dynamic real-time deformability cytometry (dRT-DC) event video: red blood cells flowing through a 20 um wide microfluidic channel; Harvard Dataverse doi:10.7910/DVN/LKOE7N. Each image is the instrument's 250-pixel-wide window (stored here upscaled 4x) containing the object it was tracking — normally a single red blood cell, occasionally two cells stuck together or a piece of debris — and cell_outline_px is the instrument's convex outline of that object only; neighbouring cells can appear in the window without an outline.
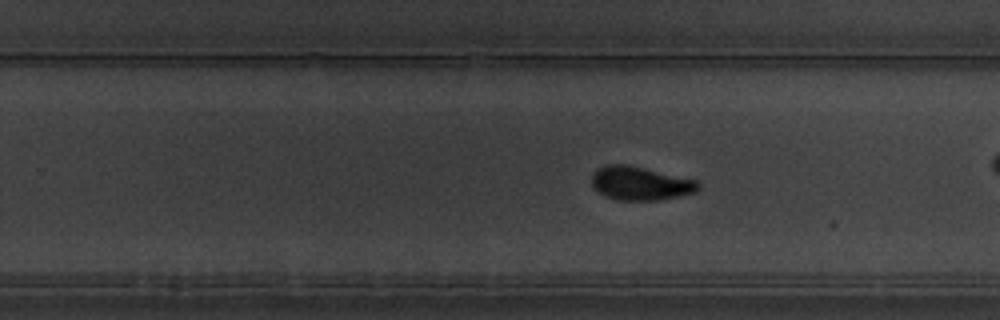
{"species": "common noctule bat (a hibernating species)", "species_latin": "Nyctalus noctula", "temperature_condition": "warm", "stored_images_in_passage": 53, "camera_frame_rate_fps": 3000, "um_per_image_px": 0.085, "animal": {"sex": "male", "body_mass_g": 19.5, "forearm_length_mm": 54.6}, "frame": {"image": 1, "passage_image": 31, "time_ms": 10.0, "image_size_px": [1000, 320], "cell_outline_px": [[700, 188], [696, 192], [660, 200], [620, 200], [604, 196], [596, 192], [592, 188], [592, 172], [596, 168], [608, 164], [628, 164], [696, 180], [700, 184]], "centroid_in_image_um": [54.38, 15.58], "position_along_channel_um": 275.4, "area_um2": 21.1}}
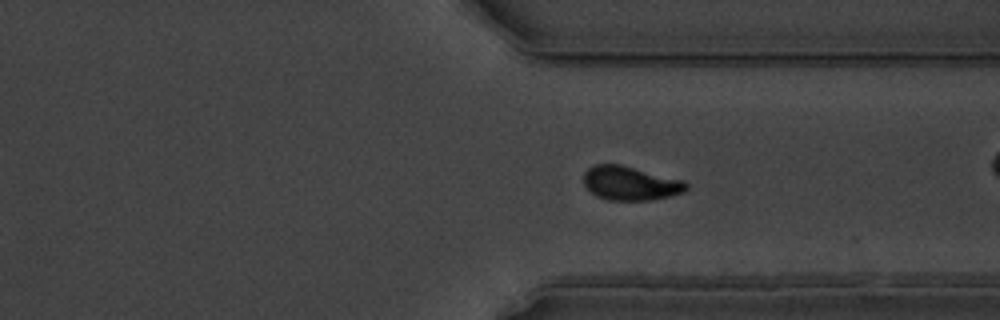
{"frame": {"image": 2, "passage_image": 38, "time_ms": 12.333, "image_size_px": [1000, 320], "cell_outline_px": [[688, 188], [684, 192], [652, 200], [608, 200], [596, 196], [584, 184], [584, 172], [592, 164], [620, 164], [684, 180], [688, 184]], "centroid_in_image_um": [53.58, 15.57], "position_along_channel_um": 357.8, "area_um2": 20.35}}
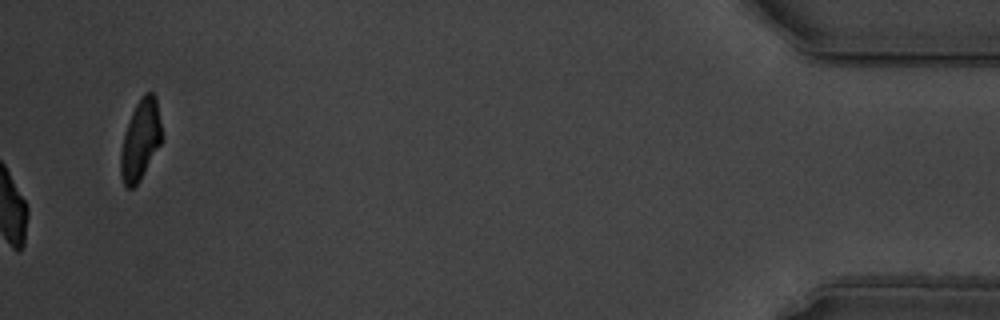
{"frame": {"image": 3, "passage_image": 53, "time_ms": 17.333, "image_size_px": [1000, 320], "cell_outline_px": [[164, 136], [160, 144], [140, 180], [132, 188], [124, 188], [120, 172], [120, 152], [124, 136], [132, 112], [136, 104], [144, 92], [152, 92], [156, 96]], "centroid_in_image_um": [11.96, 11.88], "position_along_channel_um": 423.2, "area_um2": 19.31}, "authors_computed_cell_mechanics": {"area_um2": 20.23, "velocity_mm_per_s": 3.5146, "shape_relaxation_time_tau1_ms": 3.1517, "shape_relaxation_time_tau2_ms": 1.8852, "deformation_change_tau1": 0.1586, "deformation_change_tau2": 0.0606}}